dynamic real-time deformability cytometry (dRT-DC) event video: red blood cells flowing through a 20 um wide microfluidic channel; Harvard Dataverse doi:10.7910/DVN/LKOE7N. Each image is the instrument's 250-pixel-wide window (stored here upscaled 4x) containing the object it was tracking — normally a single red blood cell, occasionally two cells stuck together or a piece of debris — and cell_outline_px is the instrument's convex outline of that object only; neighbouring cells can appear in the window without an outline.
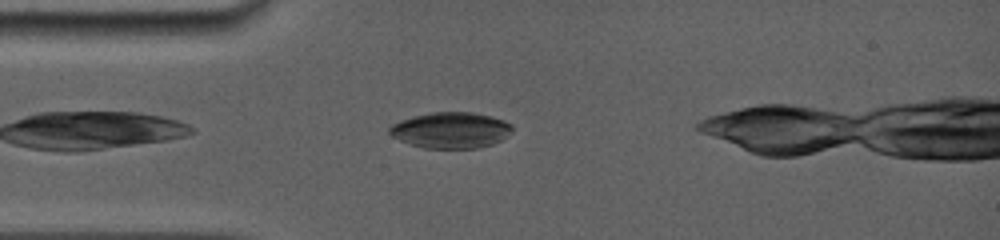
{"species": "common noctule bat (a hibernating species)", "species_latin": "Nyctalus noctula", "temperature_condition": "room temperature", "stored_images_in_passage": 17, "camera_frame_rate_fps": 5000, "um_per_image_px": 0.085, "animal": {"sex": "female", "body_mass_g": 19.0, "forearm_length_mm": 56.7}, "frame": {"image": 1, "passage_image": 4, "time_ms": 1.0, "image_size_px": [1000, 240], "cell_outline_px": [[512, 132], [508, 136], [492, 144], [476, 148], [424, 148], [408, 144], [392, 136], [388, 132], [388, 128], [392, 124], [400, 120], [432, 112], [472, 112], [492, 116], [504, 120], [512, 124]], "centroid_in_image_um": [38.33, 11.06], "position_along_channel_um": 46.7, "area_um2": 25.84}}
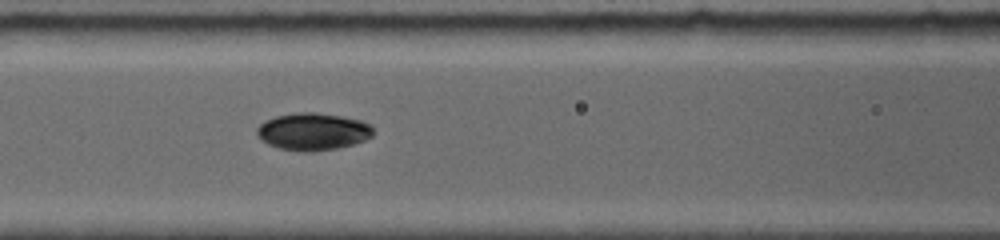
{"frame": {"image": 2, "passage_image": 9, "time_ms": 3.6, "image_size_px": [1000, 240], "cell_outline_px": [[372, 136], [364, 140], [352, 144], [336, 148], [312, 152], [300, 152], [280, 148], [268, 144], [260, 140], [256, 136], [256, 128], [260, 124], [276, 116], [296, 112], [316, 112], [340, 116], [360, 120], [372, 124]], "centroid_in_image_um": [26.57, 11.18], "position_along_channel_um": 140.0, "area_um2": 25.32}}
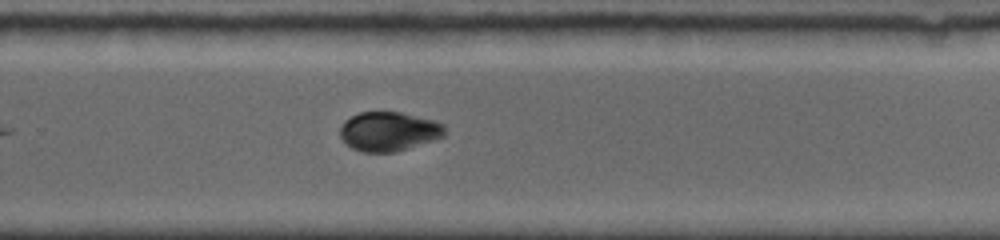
{"frame": {"image": 3, "passage_image": 17, "time_ms": 7.6, "image_size_px": [1000, 240], "cell_outline_px": [[444, 136], [436, 140], [396, 152], [360, 152], [352, 148], [340, 136], [340, 128], [344, 120], [360, 112], [400, 112], [436, 120], [444, 124]], "centroid_in_image_um": [33.07, 11.17], "position_along_channel_um": 296.7, "area_um2": 24.1}}